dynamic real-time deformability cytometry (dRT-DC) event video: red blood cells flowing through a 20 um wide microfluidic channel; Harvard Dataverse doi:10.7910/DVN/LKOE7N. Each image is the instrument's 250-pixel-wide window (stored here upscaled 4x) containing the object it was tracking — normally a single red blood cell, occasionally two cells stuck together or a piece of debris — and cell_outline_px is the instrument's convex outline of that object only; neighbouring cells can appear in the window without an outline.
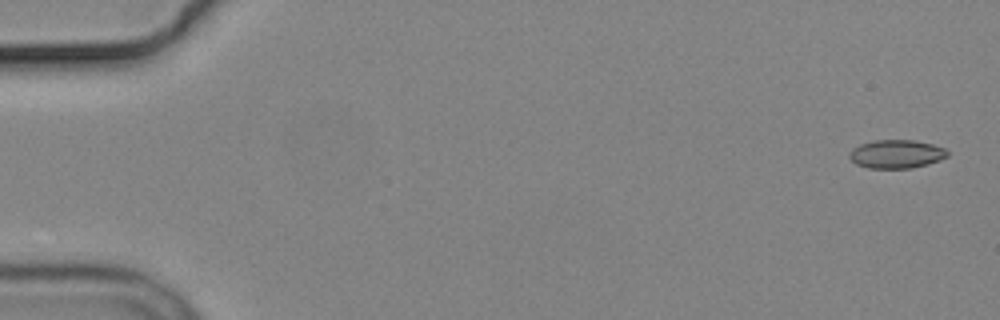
{"species": "common noctule bat (a hibernating species)", "species_latin": "Nyctalus noctula", "temperature_condition": "cold", "stored_images_in_passage": 9, "camera_frame_rate_fps": 3000, "um_per_image_px": 0.085, "animal": {"sex": "male", "body_mass_g": 19.2, "forearm_length_mm": 51.8}, "frame": {"image": 1, "passage_image": 1, "time_ms": 0.0, "image_size_px": [1000, 320], "cell_outline_px": [[948, 156], [940, 160], [928, 164], [912, 168], [868, 168], [856, 164], [848, 156], [848, 152], [852, 148], [860, 144], [872, 140], [912, 140], [932, 144], [944, 148], [948, 152]], "centroid_in_image_um": [76.16, 13.09], "position_along_channel_um": 8.8, "area_um2": 16.36}}
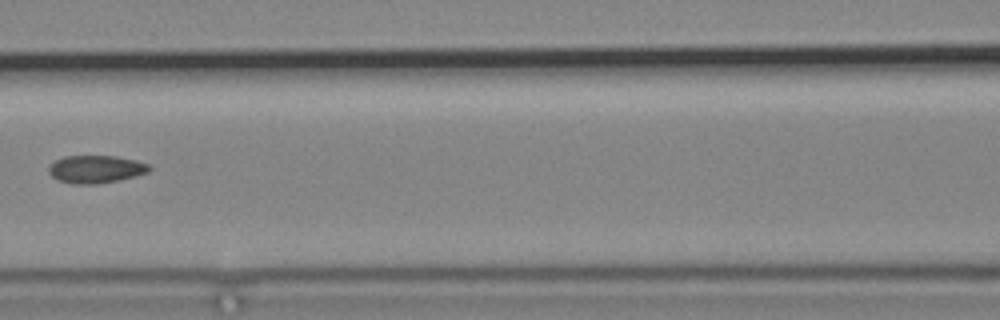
{"frame": {"image": 2, "passage_image": 8, "time_ms": 8.0, "image_size_px": [1000, 320], "cell_outline_px": [[152, 168], [148, 172], [136, 176], [120, 180], [96, 184], [72, 184], [56, 180], [48, 172], [48, 168], [56, 160], [64, 156], [116, 156], [136, 160], [148, 164]], "centroid_in_image_um": [8.15, 14.39], "position_along_channel_um": 158.5, "area_um2": 16.36}}
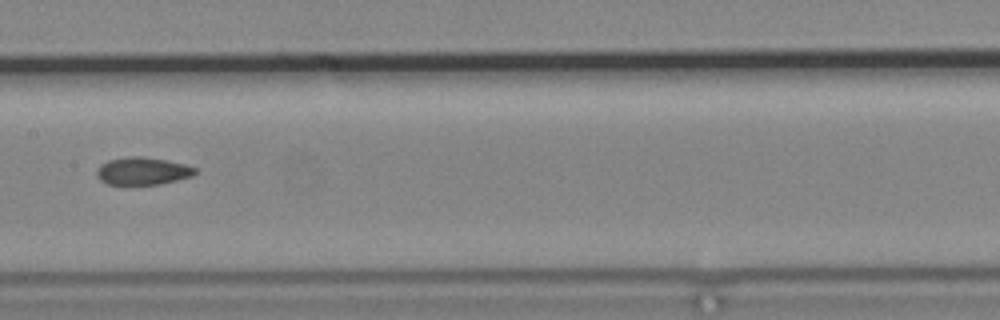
{"frame": {"image": 3, "passage_image": 9, "time_ms": 9.0, "image_size_px": [1000, 320], "cell_outline_px": [[196, 172], [192, 176], [160, 184], [108, 184], [100, 180], [96, 176], [96, 168], [100, 164], [108, 160], [128, 156], [144, 156], [184, 164], [196, 168]], "centroid_in_image_um": [12.07, 14.53], "position_along_channel_um": 195.3, "area_um2": 15.78}}